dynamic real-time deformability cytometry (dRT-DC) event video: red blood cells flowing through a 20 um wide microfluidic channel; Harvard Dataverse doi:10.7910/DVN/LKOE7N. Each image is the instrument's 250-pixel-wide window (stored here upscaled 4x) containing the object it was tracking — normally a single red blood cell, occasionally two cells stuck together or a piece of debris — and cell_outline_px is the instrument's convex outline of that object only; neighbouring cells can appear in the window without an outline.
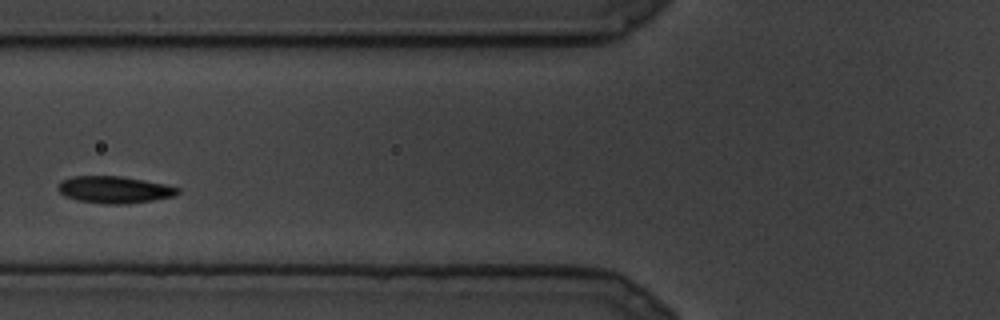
{"species": "common noctule bat (a hibernating species)", "species_latin": "Nyctalus noctula", "temperature_condition": "cold", "stored_images_in_passage": 9, "camera_frame_rate_fps": 3000, "um_per_image_px": 0.085, "animal": {"sex": "male", "body_mass_g": 19.5, "forearm_length_mm": 54.6}, "frame": {"image": 1, "passage_image": 6, "time_ms": 1.667, "image_size_px": [1000, 320], "cell_outline_px": [[180, 192], [176, 196], [152, 200], [124, 204], [108, 204], [80, 200], [64, 196], [56, 188], [56, 184], [60, 180], [72, 176], [120, 176], [164, 184], [180, 188]], "centroid_in_image_um": [9.69, 16.11], "position_along_channel_um": 116.1, "area_um2": 18.79}}